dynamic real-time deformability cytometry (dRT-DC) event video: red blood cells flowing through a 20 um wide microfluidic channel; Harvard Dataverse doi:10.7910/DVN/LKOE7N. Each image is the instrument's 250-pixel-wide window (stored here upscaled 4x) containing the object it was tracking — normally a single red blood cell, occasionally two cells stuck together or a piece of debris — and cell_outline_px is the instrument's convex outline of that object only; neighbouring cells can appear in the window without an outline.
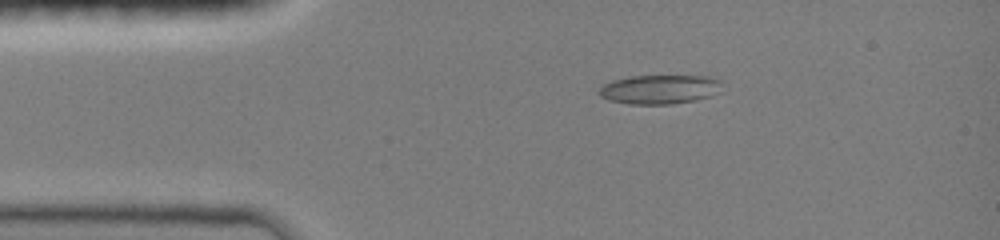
{"species": "common noctule bat (a hibernating species)", "species_latin": "Nyctalus noctula", "temperature_condition": "room temperature", "stored_images_in_passage": 45, "camera_frame_rate_fps": 3000, "um_per_image_px": 0.085, "animal": {"sex": "female", "body_mass_g": 19.0, "forearm_length_mm": 51.5}, "frame": {"image": 1, "passage_image": 1, "time_ms": 0.0, "image_size_px": [1000, 240], "cell_outline_px": [[724, 80], [712, 96], [696, 100], [672, 104], [628, 104], [608, 100], [600, 96], [596, 92], [604, 84], [612, 80], [632, 76], [708, 76]], "centroid_in_image_um": [56.05, 7.59], "position_along_channel_um": 29.0, "area_um2": 20.98}}
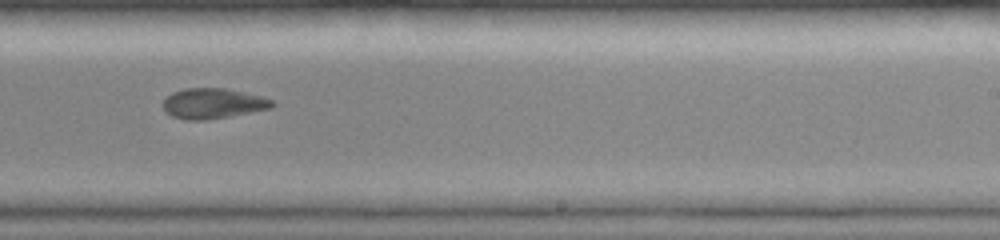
{"frame": {"image": 2, "passage_image": 27, "time_ms": 7.0, "image_size_px": [1000, 240], "cell_outline_px": [[276, 104], [272, 108], [208, 120], [184, 120], [172, 116], [164, 108], [164, 100], [172, 92], [184, 88], [224, 88], [260, 96], [272, 100]], "centroid_in_image_um": [18.1, 8.8], "position_along_channel_um": 270.9, "area_um2": 19.13}}
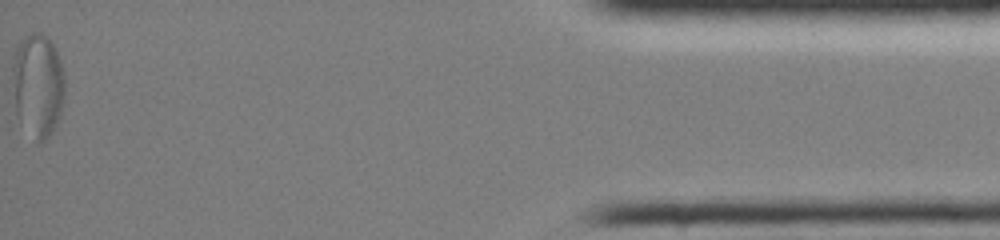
{"frame": {"image": 3, "passage_image": 45, "time_ms": 13.0, "image_size_px": [1000, 240], "cell_outline_px": [[64, 104], [60, 116], [52, 132], [44, 140], [36, 140], [16, 112], [12, 72], [12, 60], [20, 40], [24, 36], [36, 32], [40, 32], [56, 48], [64, 72]], "centroid_in_image_um": [3.24, 7.19], "position_along_channel_um": 432.0, "area_um2": 31.21}, "authors_computed_cell_mechanics": {"area_um2": 19.941, "velocity_mm_per_s": 4.0393, "shape_relaxation_time_tau1_ms": null, "shape_relaxation_time_tau2_ms": 3.2843, "deformation_change_tau1": null, "deformation_change_tau2": 0.0797}}